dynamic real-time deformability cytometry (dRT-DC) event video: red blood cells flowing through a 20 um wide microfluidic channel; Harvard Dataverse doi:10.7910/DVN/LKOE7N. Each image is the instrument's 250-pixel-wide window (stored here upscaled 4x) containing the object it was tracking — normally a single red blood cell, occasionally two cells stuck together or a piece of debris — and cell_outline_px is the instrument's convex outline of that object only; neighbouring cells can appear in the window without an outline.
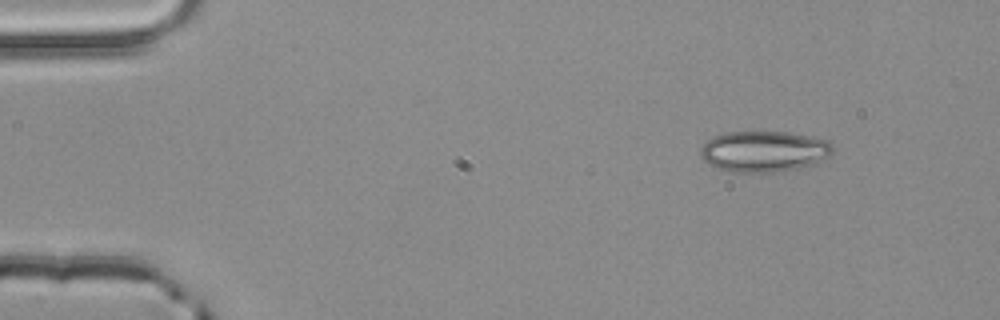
{"species": "common noctule bat (a hibernating species)", "species_latin": "Nyctalus noctula", "temperature_condition": "room temperature", "stored_images_in_passage": 3, "camera_frame_rate_fps": 3000, "um_per_image_px": 0.085, "animal": {"sex": "male", "body_mass_g": 20.4}, "frame": {"image": 1, "passage_image": 1, "time_ms": 0.0, "image_size_px": [1000, 320], "cell_outline_px": [[832, 152], [828, 156], [816, 164], [800, 168], [772, 172], [732, 172], [708, 164], [700, 156], [700, 148], [712, 136], [728, 132], [788, 132], [832, 140]], "centroid_in_image_um": [64.96, 12.86], "position_along_channel_um": 20.0, "area_um2": 31.73}}